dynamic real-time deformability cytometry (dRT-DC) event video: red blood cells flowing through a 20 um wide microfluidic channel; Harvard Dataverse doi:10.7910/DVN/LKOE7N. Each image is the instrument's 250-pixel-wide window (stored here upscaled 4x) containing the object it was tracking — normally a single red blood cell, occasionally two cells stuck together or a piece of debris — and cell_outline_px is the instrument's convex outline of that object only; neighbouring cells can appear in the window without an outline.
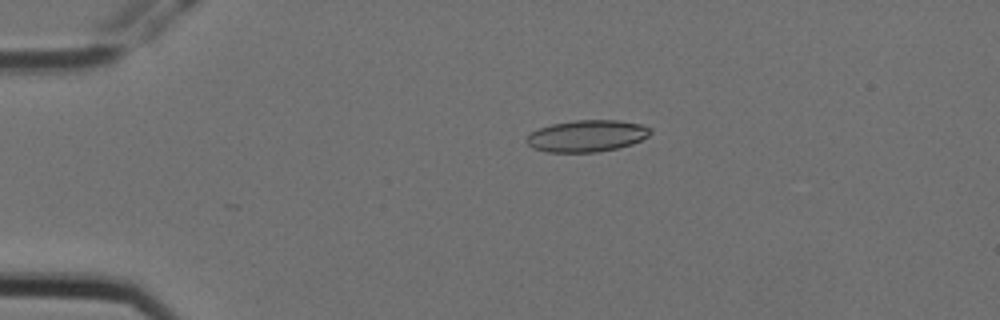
{"species": "Egyptian fruit bat (a non-hibernating species)", "species_latin": "Rousettus aegyptiacus", "temperature_condition": "cold", "stored_images_in_passage": 3, "camera_frame_rate_fps": 3000, "um_per_image_px": 0.085, "animal": {"sex": "female"}, "frame": {"image": 1, "passage_image": 1, "time_ms": 0.0, "image_size_px": [1000, 320], "cell_outline_px": [[652, 132], [648, 136], [632, 144], [616, 148], [596, 152], [548, 152], [532, 148], [524, 140], [532, 132], [540, 128], [552, 124], [576, 120], [616, 120], [640, 124], [652, 128]], "centroid_in_image_um": [49.88, 11.55], "position_along_channel_um": 35.1, "area_um2": 22.77}}
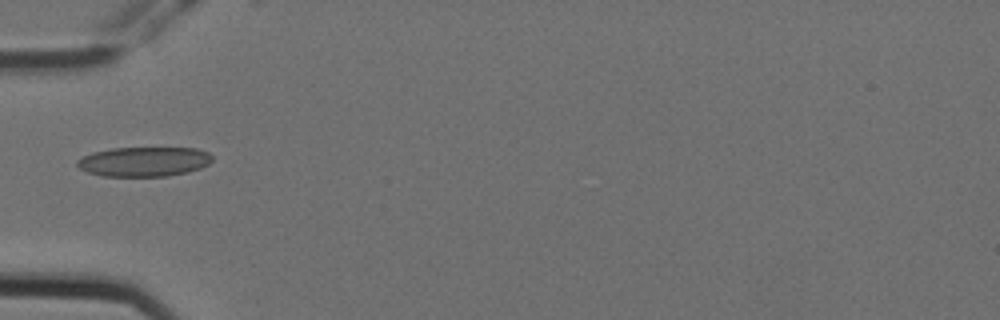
{"frame": {"image": 2, "passage_image": 3, "time_ms": 0.667, "image_size_px": [1000, 320], "cell_outline_px": [[212, 160], [208, 164], [200, 168], [188, 172], [168, 176], [104, 176], [88, 172], [80, 168], [76, 164], [76, 160], [92, 152], [112, 148], [196, 148], [208, 152], [212, 156]], "centroid_in_image_um": [12.24, 13.73], "position_along_channel_um": 72.8, "area_um2": 23.29}}